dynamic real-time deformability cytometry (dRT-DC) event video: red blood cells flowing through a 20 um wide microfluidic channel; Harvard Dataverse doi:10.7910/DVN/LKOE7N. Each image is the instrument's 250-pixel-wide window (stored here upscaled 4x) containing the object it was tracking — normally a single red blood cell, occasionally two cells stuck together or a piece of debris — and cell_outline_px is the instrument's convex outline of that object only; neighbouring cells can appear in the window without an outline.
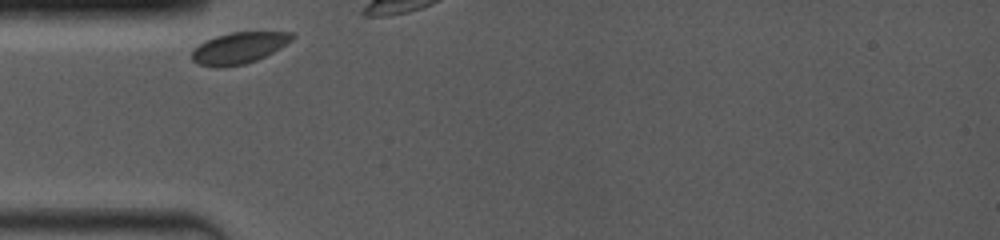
{"species": "common noctule bat (a hibernating species)", "species_latin": "Nyctalus noctula", "temperature_condition": "room temperature", "stored_images_in_passage": 3, "camera_frame_rate_fps": 4000, "um_per_image_px": 0.085, "animal": {"sex": "female", "body_mass_g": 19.0, "forearm_length_mm": 53.3}, "frame": {"image": 1, "passage_image": 1, "time_ms": 0.0, "image_size_px": [1000, 240], "cell_outline_px": [[296, 36], [292, 40], [280, 48], [256, 60], [244, 64], [220, 68], [216, 68], [196, 64], [192, 60], [192, 48], [204, 40], [216, 36], [232, 32], [292, 32]], "centroid_in_image_um": [20.26, 4.08], "position_along_channel_um": 64.7, "area_um2": 18.5}}